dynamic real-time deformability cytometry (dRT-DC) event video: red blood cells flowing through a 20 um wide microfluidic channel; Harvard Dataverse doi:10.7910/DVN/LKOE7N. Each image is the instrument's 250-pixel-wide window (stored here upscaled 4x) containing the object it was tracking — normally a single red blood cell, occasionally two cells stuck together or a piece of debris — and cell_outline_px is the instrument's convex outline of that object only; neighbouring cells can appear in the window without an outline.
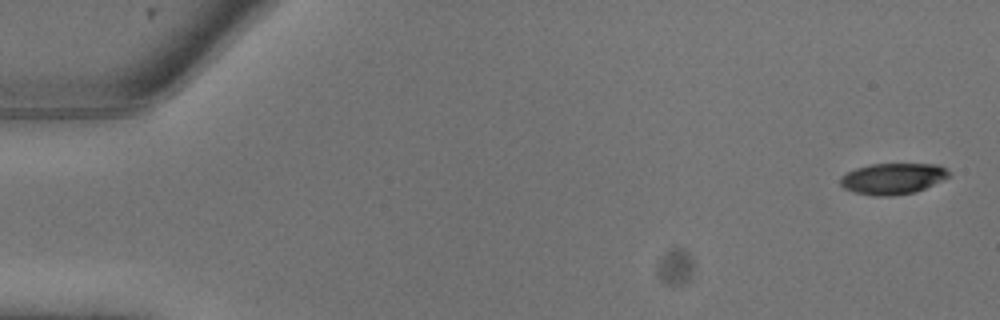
{"species": "common noctule bat (a hibernating species)", "species_latin": "Nyctalus noctula", "temperature_condition": "warm", "stored_images_in_passage": 12, "camera_frame_rate_fps": 3000, "um_per_image_px": 0.085, "animal": {"sex": "male", "body_mass_g": 13.3}, "frame": {"image": 1, "passage_image": 1, "time_ms": 0.0, "image_size_px": [1000, 320], "cell_outline_px": [[948, 176], [916, 192], [892, 196], [876, 196], [852, 192], [844, 188], [840, 184], [840, 176], [856, 168], [872, 164], [936, 164], [944, 168], [948, 172]], "centroid_in_image_um": [75.81, 15.19], "position_along_channel_um": 9.2, "area_um2": 19.42}}
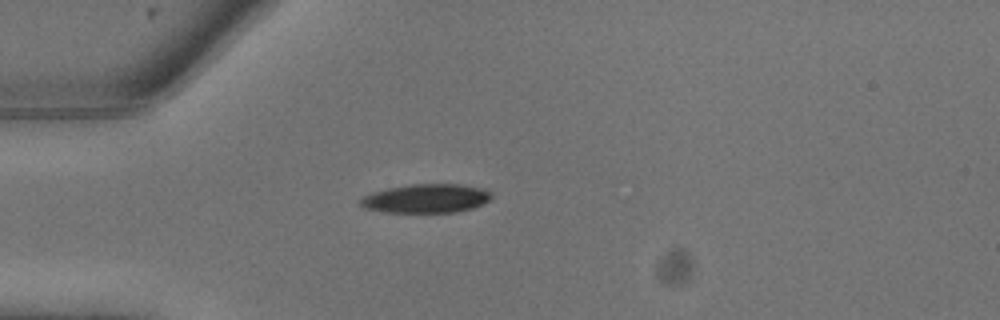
{"frame": {"image": 2, "passage_image": 7, "time_ms": 2.0, "image_size_px": [1000, 320], "cell_outline_px": [[492, 196], [488, 200], [472, 208], [456, 212], [384, 212], [364, 208], [360, 204], [360, 200], [364, 196], [372, 192], [388, 188], [412, 184], [460, 184], [484, 188], [492, 192]], "centroid_in_image_um": [36.23, 16.86], "position_along_channel_um": 48.8, "area_um2": 21.96}}
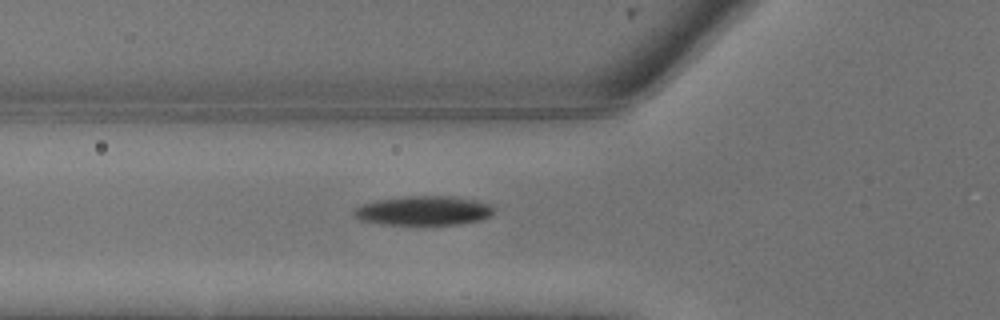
{"frame": {"image": 3, "passage_image": 9, "time_ms": 2.667, "image_size_px": [1000, 320], "cell_outline_px": [[496, 212], [492, 216], [480, 220], [460, 224], [384, 224], [360, 220], [352, 216], [352, 212], [356, 208], [364, 204], [376, 200], [408, 196], [456, 196], [492, 204]], "centroid_in_image_um": [36.06, 17.9], "position_along_channel_um": 89.7, "area_um2": 23.99}}